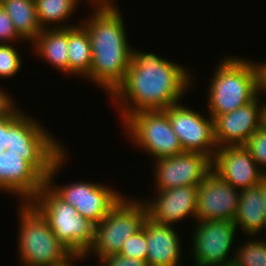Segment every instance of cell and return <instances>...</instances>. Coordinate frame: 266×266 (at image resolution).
<instances>
[{
    "mask_svg": "<svg viewBox=\"0 0 266 266\" xmlns=\"http://www.w3.org/2000/svg\"><path fill=\"white\" fill-rule=\"evenodd\" d=\"M257 71H258V81H259V90L260 94H266V61L260 62L259 61L255 62Z\"/></svg>",
    "mask_w": 266,
    "mask_h": 266,
    "instance_id": "obj_32",
    "label": "cell"
},
{
    "mask_svg": "<svg viewBox=\"0 0 266 266\" xmlns=\"http://www.w3.org/2000/svg\"><path fill=\"white\" fill-rule=\"evenodd\" d=\"M0 4L23 40L31 43L42 31L37 20L35 0H2Z\"/></svg>",
    "mask_w": 266,
    "mask_h": 266,
    "instance_id": "obj_23",
    "label": "cell"
},
{
    "mask_svg": "<svg viewBox=\"0 0 266 266\" xmlns=\"http://www.w3.org/2000/svg\"><path fill=\"white\" fill-rule=\"evenodd\" d=\"M30 203L46 219L57 239L72 253L86 254L94 242L95 224L84 218L45 183Z\"/></svg>",
    "mask_w": 266,
    "mask_h": 266,
    "instance_id": "obj_6",
    "label": "cell"
},
{
    "mask_svg": "<svg viewBox=\"0 0 266 266\" xmlns=\"http://www.w3.org/2000/svg\"><path fill=\"white\" fill-rule=\"evenodd\" d=\"M86 257L87 256L84 253H72L64 261L57 263L53 266H75L74 263H77L78 261L87 259Z\"/></svg>",
    "mask_w": 266,
    "mask_h": 266,
    "instance_id": "obj_33",
    "label": "cell"
},
{
    "mask_svg": "<svg viewBox=\"0 0 266 266\" xmlns=\"http://www.w3.org/2000/svg\"><path fill=\"white\" fill-rule=\"evenodd\" d=\"M262 237L249 236L236 244L232 266H266V236Z\"/></svg>",
    "mask_w": 266,
    "mask_h": 266,
    "instance_id": "obj_24",
    "label": "cell"
},
{
    "mask_svg": "<svg viewBox=\"0 0 266 266\" xmlns=\"http://www.w3.org/2000/svg\"><path fill=\"white\" fill-rule=\"evenodd\" d=\"M19 108L16 106L8 114L7 150L20 155L47 179L54 162L66 151L65 145L50 134L36 117L25 114Z\"/></svg>",
    "mask_w": 266,
    "mask_h": 266,
    "instance_id": "obj_4",
    "label": "cell"
},
{
    "mask_svg": "<svg viewBox=\"0 0 266 266\" xmlns=\"http://www.w3.org/2000/svg\"><path fill=\"white\" fill-rule=\"evenodd\" d=\"M197 191L198 185L155 191L152 199H142L147 208V217L155 223L172 226L185 218L192 217L196 221Z\"/></svg>",
    "mask_w": 266,
    "mask_h": 266,
    "instance_id": "obj_15",
    "label": "cell"
},
{
    "mask_svg": "<svg viewBox=\"0 0 266 266\" xmlns=\"http://www.w3.org/2000/svg\"><path fill=\"white\" fill-rule=\"evenodd\" d=\"M207 87L206 113L212 118L248 104L260 94L255 61L225 56L219 60Z\"/></svg>",
    "mask_w": 266,
    "mask_h": 266,
    "instance_id": "obj_3",
    "label": "cell"
},
{
    "mask_svg": "<svg viewBox=\"0 0 266 266\" xmlns=\"http://www.w3.org/2000/svg\"><path fill=\"white\" fill-rule=\"evenodd\" d=\"M147 208L142 199L124 196L109 213L95 225L94 242L88 252L98 261L119 254L124 242L142 228Z\"/></svg>",
    "mask_w": 266,
    "mask_h": 266,
    "instance_id": "obj_7",
    "label": "cell"
},
{
    "mask_svg": "<svg viewBox=\"0 0 266 266\" xmlns=\"http://www.w3.org/2000/svg\"><path fill=\"white\" fill-rule=\"evenodd\" d=\"M83 1L85 0H35L40 27L42 29L69 28L81 24L79 21L71 24L69 18L74 16L79 3Z\"/></svg>",
    "mask_w": 266,
    "mask_h": 266,
    "instance_id": "obj_22",
    "label": "cell"
},
{
    "mask_svg": "<svg viewBox=\"0 0 266 266\" xmlns=\"http://www.w3.org/2000/svg\"><path fill=\"white\" fill-rule=\"evenodd\" d=\"M69 77H86L91 70V42L87 29L82 25L68 28Z\"/></svg>",
    "mask_w": 266,
    "mask_h": 266,
    "instance_id": "obj_21",
    "label": "cell"
},
{
    "mask_svg": "<svg viewBox=\"0 0 266 266\" xmlns=\"http://www.w3.org/2000/svg\"><path fill=\"white\" fill-rule=\"evenodd\" d=\"M8 147V114L0 116V154Z\"/></svg>",
    "mask_w": 266,
    "mask_h": 266,
    "instance_id": "obj_31",
    "label": "cell"
},
{
    "mask_svg": "<svg viewBox=\"0 0 266 266\" xmlns=\"http://www.w3.org/2000/svg\"><path fill=\"white\" fill-rule=\"evenodd\" d=\"M117 7H93L80 22L88 31L92 63L85 77L109 96L124 80L132 59L123 13Z\"/></svg>",
    "mask_w": 266,
    "mask_h": 266,
    "instance_id": "obj_2",
    "label": "cell"
},
{
    "mask_svg": "<svg viewBox=\"0 0 266 266\" xmlns=\"http://www.w3.org/2000/svg\"><path fill=\"white\" fill-rule=\"evenodd\" d=\"M98 263L101 266H148L147 261L138 258H128L120 254L104 257Z\"/></svg>",
    "mask_w": 266,
    "mask_h": 266,
    "instance_id": "obj_29",
    "label": "cell"
},
{
    "mask_svg": "<svg viewBox=\"0 0 266 266\" xmlns=\"http://www.w3.org/2000/svg\"><path fill=\"white\" fill-rule=\"evenodd\" d=\"M164 111L183 151L203 153L213 159L218 146L214 138L213 118L209 114L205 117L199 110L197 112L181 102Z\"/></svg>",
    "mask_w": 266,
    "mask_h": 266,
    "instance_id": "obj_12",
    "label": "cell"
},
{
    "mask_svg": "<svg viewBox=\"0 0 266 266\" xmlns=\"http://www.w3.org/2000/svg\"><path fill=\"white\" fill-rule=\"evenodd\" d=\"M15 45L0 44V79L15 77L22 69V55Z\"/></svg>",
    "mask_w": 266,
    "mask_h": 266,
    "instance_id": "obj_25",
    "label": "cell"
},
{
    "mask_svg": "<svg viewBox=\"0 0 266 266\" xmlns=\"http://www.w3.org/2000/svg\"><path fill=\"white\" fill-rule=\"evenodd\" d=\"M262 185L240 191L236 217L233 221L242 236H260L264 232L265 208L262 201Z\"/></svg>",
    "mask_w": 266,
    "mask_h": 266,
    "instance_id": "obj_20",
    "label": "cell"
},
{
    "mask_svg": "<svg viewBox=\"0 0 266 266\" xmlns=\"http://www.w3.org/2000/svg\"><path fill=\"white\" fill-rule=\"evenodd\" d=\"M14 101L16 102L10 94H7V92L0 87V116L9 114L17 106Z\"/></svg>",
    "mask_w": 266,
    "mask_h": 266,
    "instance_id": "obj_30",
    "label": "cell"
},
{
    "mask_svg": "<svg viewBox=\"0 0 266 266\" xmlns=\"http://www.w3.org/2000/svg\"><path fill=\"white\" fill-rule=\"evenodd\" d=\"M142 228L147 237L148 266H180L182 260L181 236L178 229L172 225L155 223L148 217L144 220Z\"/></svg>",
    "mask_w": 266,
    "mask_h": 266,
    "instance_id": "obj_18",
    "label": "cell"
},
{
    "mask_svg": "<svg viewBox=\"0 0 266 266\" xmlns=\"http://www.w3.org/2000/svg\"><path fill=\"white\" fill-rule=\"evenodd\" d=\"M191 73L182 64L132 46V59L124 80L108 96L119 108L121 124L135 112L165 110L181 102L194 86L195 75Z\"/></svg>",
    "mask_w": 266,
    "mask_h": 266,
    "instance_id": "obj_1",
    "label": "cell"
},
{
    "mask_svg": "<svg viewBox=\"0 0 266 266\" xmlns=\"http://www.w3.org/2000/svg\"><path fill=\"white\" fill-rule=\"evenodd\" d=\"M262 97L259 94L248 104L213 117L214 138L218 147L245 145L263 125Z\"/></svg>",
    "mask_w": 266,
    "mask_h": 266,
    "instance_id": "obj_13",
    "label": "cell"
},
{
    "mask_svg": "<svg viewBox=\"0 0 266 266\" xmlns=\"http://www.w3.org/2000/svg\"><path fill=\"white\" fill-rule=\"evenodd\" d=\"M212 171L240 191L259 185L266 178L244 145L218 147Z\"/></svg>",
    "mask_w": 266,
    "mask_h": 266,
    "instance_id": "obj_14",
    "label": "cell"
},
{
    "mask_svg": "<svg viewBox=\"0 0 266 266\" xmlns=\"http://www.w3.org/2000/svg\"><path fill=\"white\" fill-rule=\"evenodd\" d=\"M32 54L41 58L60 73L69 75L68 28L42 29L30 43Z\"/></svg>",
    "mask_w": 266,
    "mask_h": 266,
    "instance_id": "obj_19",
    "label": "cell"
},
{
    "mask_svg": "<svg viewBox=\"0 0 266 266\" xmlns=\"http://www.w3.org/2000/svg\"><path fill=\"white\" fill-rule=\"evenodd\" d=\"M122 124L132 145L147 152V155L150 154L154 160L184 152L164 110L138 111Z\"/></svg>",
    "mask_w": 266,
    "mask_h": 266,
    "instance_id": "obj_9",
    "label": "cell"
},
{
    "mask_svg": "<svg viewBox=\"0 0 266 266\" xmlns=\"http://www.w3.org/2000/svg\"><path fill=\"white\" fill-rule=\"evenodd\" d=\"M244 146L255 160L257 166L266 175V126L263 124L257 129Z\"/></svg>",
    "mask_w": 266,
    "mask_h": 266,
    "instance_id": "obj_26",
    "label": "cell"
},
{
    "mask_svg": "<svg viewBox=\"0 0 266 266\" xmlns=\"http://www.w3.org/2000/svg\"><path fill=\"white\" fill-rule=\"evenodd\" d=\"M17 255L21 266H53L72 254L30 203H18Z\"/></svg>",
    "mask_w": 266,
    "mask_h": 266,
    "instance_id": "obj_5",
    "label": "cell"
},
{
    "mask_svg": "<svg viewBox=\"0 0 266 266\" xmlns=\"http://www.w3.org/2000/svg\"><path fill=\"white\" fill-rule=\"evenodd\" d=\"M22 39L7 12L0 4V44H18Z\"/></svg>",
    "mask_w": 266,
    "mask_h": 266,
    "instance_id": "obj_28",
    "label": "cell"
},
{
    "mask_svg": "<svg viewBox=\"0 0 266 266\" xmlns=\"http://www.w3.org/2000/svg\"><path fill=\"white\" fill-rule=\"evenodd\" d=\"M191 223L195 225L190 233L192 242H189L192 247L190 257L195 266H232L235 252L231 249L234 248L233 244L239 233L235 224L227 220Z\"/></svg>",
    "mask_w": 266,
    "mask_h": 266,
    "instance_id": "obj_10",
    "label": "cell"
},
{
    "mask_svg": "<svg viewBox=\"0 0 266 266\" xmlns=\"http://www.w3.org/2000/svg\"><path fill=\"white\" fill-rule=\"evenodd\" d=\"M46 179L20 155L7 149L0 154V191L13 194L20 203L30 202Z\"/></svg>",
    "mask_w": 266,
    "mask_h": 266,
    "instance_id": "obj_17",
    "label": "cell"
},
{
    "mask_svg": "<svg viewBox=\"0 0 266 266\" xmlns=\"http://www.w3.org/2000/svg\"><path fill=\"white\" fill-rule=\"evenodd\" d=\"M240 190L222 180L213 171L198 185L196 221H234Z\"/></svg>",
    "mask_w": 266,
    "mask_h": 266,
    "instance_id": "obj_16",
    "label": "cell"
},
{
    "mask_svg": "<svg viewBox=\"0 0 266 266\" xmlns=\"http://www.w3.org/2000/svg\"><path fill=\"white\" fill-rule=\"evenodd\" d=\"M263 124L266 126V100L263 102Z\"/></svg>",
    "mask_w": 266,
    "mask_h": 266,
    "instance_id": "obj_36",
    "label": "cell"
},
{
    "mask_svg": "<svg viewBox=\"0 0 266 266\" xmlns=\"http://www.w3.org/2000/svg\"><path fill=\"white\" fill-rule=\"evenodd\" d=\"M262 185V201H263V206L265 208V225H264V230L266 231V178L260 183Z\"/></svg>",
    "mask_w": 266,
    "mask_h": 266,
    "instance_id": "obj_35",
    "label": "cell"
},
{
    "mask_svg": "<svg viewBox=\"0 0 266 266\" xmlns=\"http://www.w3.org/2000/svg\"><path fill=\"white\" fill-rule=\"evenodd\" d=\"M147 248L146 233L145 230L141 228L124 242L119 254L128 258H138L146 261L148 253Z\"/></svg>",
    "mask_w": 266,
    "mask_h": 266,
    "instance_id": "obj_27",
    "label": "cell"
},
{
    "mask_svg": "<svg viewBox=\"0 0 266 266\" xmlns=\"http://www.w3.org/2000/svg\"><path fill=\"white\" fill-rule=\"evenodd\" d=\"M93 7H117L115 0H85Z\"/></svg>",
    "mask_w": 266,
    "mask_h": 266,
    "instance_id": "obj_34",
    "label": "cell"
},
{
    "mask_svg": "<svg viewBox=\"0 0 266 266\" xmlns=\"http://www.w3.org/2000/svg\"><path fill=\"white\" fill-rule=\"evenodd\" d=\"M68 153L66 150L54 162L46 183L60 198L74 207L78 214L97 225L122 198V193L101 182L99 184L92 181H76L55 185L54 178L58 177L59 171L66 165Z\"/></svg>",
    "mask_w": 266,
    "mask_h": 266,
    "instance_id": "obj_8",
    "label": "cell"
},
{
    "mask_svg": "<svg viewBox=\"0 0 266 266\" xmlns=\"http://www.w3.org/2000/svg\"><path fill=\"white\" fill-rule=\"evenodd\" d=\"M152 161L154 191L199 185L212 172V158L198 152L184 151L172 157Z\"/></svg>",
    "mask_w": 266,
    "mask_h": 266,
    "instance_id": "obj_11",
    "label": "cell"
}]
</instances>
